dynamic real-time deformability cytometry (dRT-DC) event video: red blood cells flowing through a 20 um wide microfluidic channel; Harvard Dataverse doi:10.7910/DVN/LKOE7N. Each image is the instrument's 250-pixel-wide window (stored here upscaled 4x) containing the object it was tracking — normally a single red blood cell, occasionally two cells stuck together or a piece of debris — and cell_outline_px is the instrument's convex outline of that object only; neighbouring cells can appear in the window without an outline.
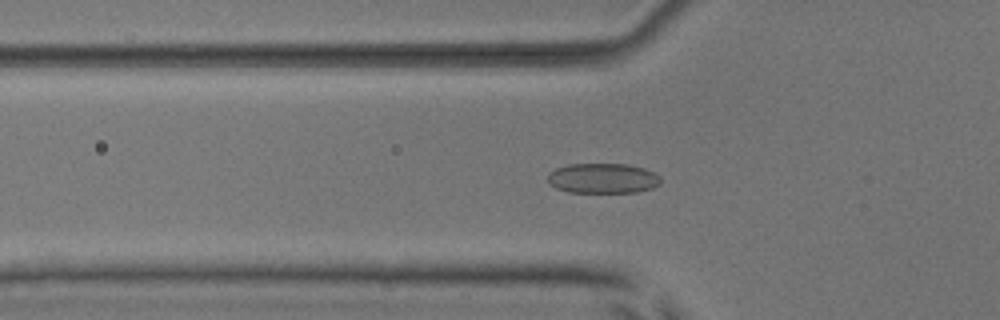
{"species": "common noctule bat (a hibernating species)", "species_latin": "Nyctalus noctula", "temperature_condition": "room temperature", "stored_images_in_passage": 48, "camera_frame_rate_fps": 3000, "um_per_image_px": 0.085, "animal": {"sex": "male", "body_mass_g": 17.9, "forearm_length_mm": 54.2}, "frame": {"image": 1, "passage_image": 14, "time_ms": 4.333, "image_size_px": [1000, 320], "cell_outline_px": [[660, 184], [652, 188], [636, 192], [568, 192], [556, 188], [548, 184], [548, 172], [556, 168], [568, 164], [628, 164], [644, 168], [660, 176]], "centroid_in_image_um": [51.21, 15.15], "position_along_channel_um": 74.6, "area_um2": 19.88}}
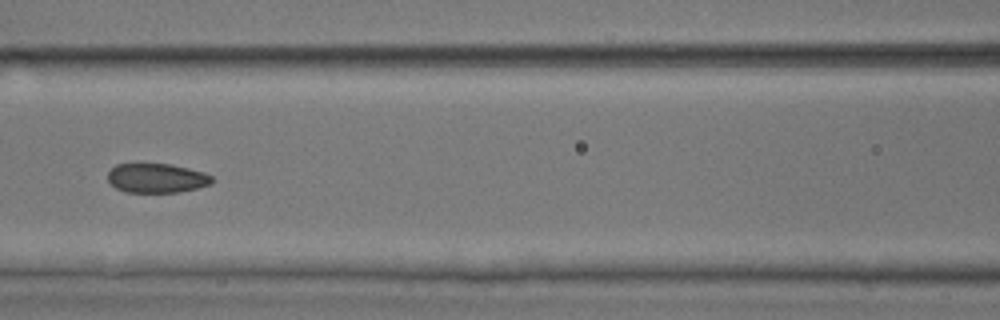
{"frame": {"image": 2, "passage_image": 20, "time_ms": 6.333, "image_size_px": [1000, 320], "cell_outline_px": [[212, 184], [196, 188], [176, 192], [128, 192], [116, 188], [108, 180], [108, 172], [116, 164], [136, 160], [172, 164], [204, 172], [212, 176]], "centroid_in_image_um": [13.27, 15.07], "position_along_channel_um": 153.3, "area_um2": 18.5}}
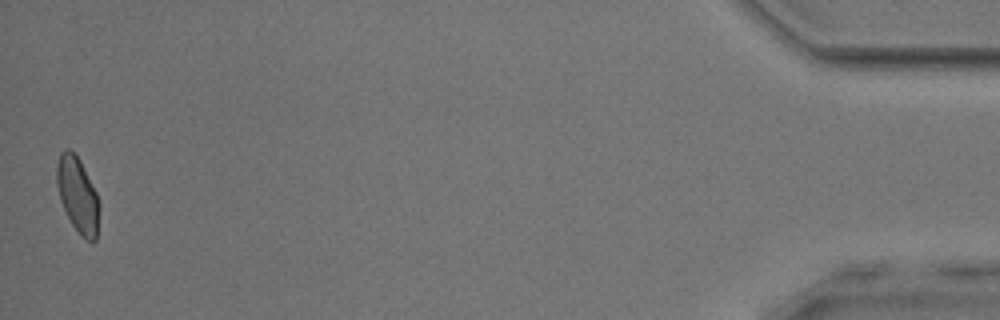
{"frame": {"image": 3, "passage_image": 48, "time_ms": 15.667, "image_size_px": [1000, 320], "cell_outline_px": [[100, 208], [96, 240], [88, 240], [72, 224], [60, 200], [56, 184], [56, 164], [60, 152], [64, 148], [68, 148], [80, 160], [96, 192], [100, 204]], "centroid_in_image_um": [6.59, 16.51], "position_along_channel_um": 428.6, "area_um2": 18.5}, "authors_computed_cell_mechanics": {"area_um2": 18.8139, "velocity_mm_per_s": 3.9212, "shape_relaxation_time_tau1_ms": 3.3644, "shape_relaxation_time_tau2_ms": 1.184, "deformation_change_tau1": 0.0812, "deformation_change_tau2": 0.0618}}